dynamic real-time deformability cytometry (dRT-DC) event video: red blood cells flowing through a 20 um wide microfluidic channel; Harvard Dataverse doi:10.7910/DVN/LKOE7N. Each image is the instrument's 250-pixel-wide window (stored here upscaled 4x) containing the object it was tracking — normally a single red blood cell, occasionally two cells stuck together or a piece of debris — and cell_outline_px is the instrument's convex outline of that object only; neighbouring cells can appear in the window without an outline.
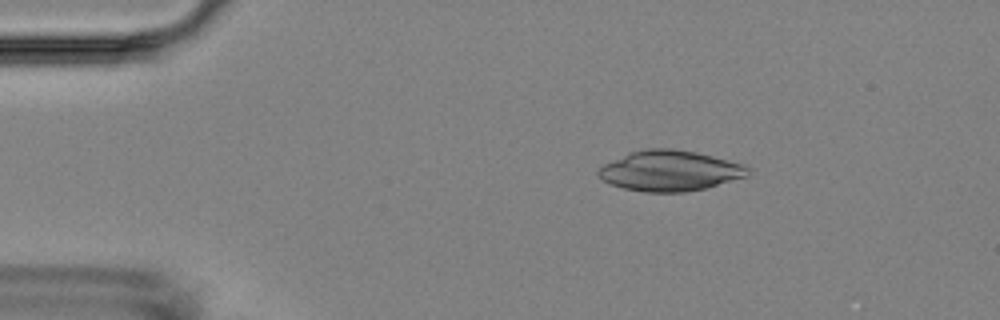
{"species": "Egyptian fruit bat (a non-hibernating species)", "species_latin": "Rousettus aegyptiacus", "temperature_condition": "room temperature", "stored_images_in_passage": 4, "camera_frame_rate_fps": 3000, "um_per_image_px": 0.085, "animal": {"sex": "female"}, "frame": {"image": 1, "passage_image": 3, "time_ms": 2.333, "image_size_px": [1000, 320], "cell_outline_px": [[752, 168], [748, 176], [708, 188], [684, 192], [644, 192], [624, 188], [612, 184], [604, 180], [596, 172], [604, 164], [628, 152], [644, 148], [672, 148], [696, 152], [744, 164]], "centroid_in_image_um": [56.98, 14.51], "position_along_channel_um": 28.0, "area_um2": 35.49}}